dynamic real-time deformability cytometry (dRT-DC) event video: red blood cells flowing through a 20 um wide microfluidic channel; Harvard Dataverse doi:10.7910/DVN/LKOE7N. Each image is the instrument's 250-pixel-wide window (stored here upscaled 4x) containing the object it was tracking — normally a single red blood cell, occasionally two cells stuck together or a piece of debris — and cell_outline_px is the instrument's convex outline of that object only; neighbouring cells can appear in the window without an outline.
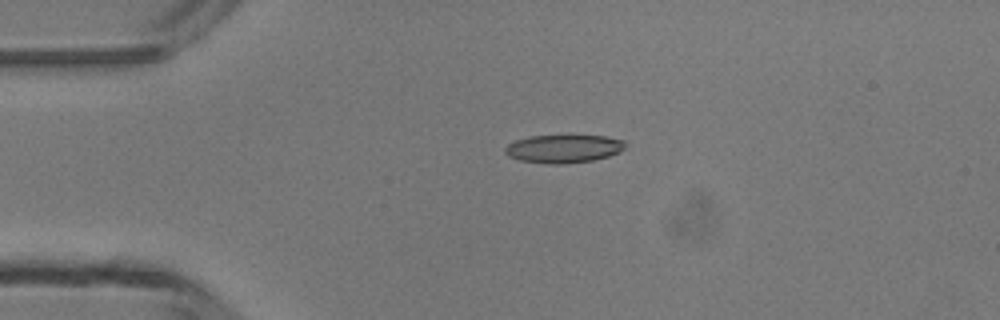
{"species": "common noctule bat (a hibernating species)", "species_latin": "Nyctalus noctula", "temperature_condition": "room temperature", "stored_images_in_passage": 4, "camera_frame_rate_fps": 3000, "um_per_image_px": 0.085, "animal": {"sex": "male", "body_mass_g": 13.3}, "frame": {"image": 1, "passage_image": 4, "time_ms": 3.333, "image_size_px": [1000, 320], "cell_outline_px": [[624, 148], [620, 152], [608, 156], [592, 160], [560, 164], [548, 164], [520, 160], [508, 156], [504, 152], [504, 148], [508, 144], [516, 140], [532, 136], [604, 136], [624, 140]], "centroid_in_image_um": [47.88, 12.64], "position_along_channel_um": 37.1, "area_um2": 19.48}}